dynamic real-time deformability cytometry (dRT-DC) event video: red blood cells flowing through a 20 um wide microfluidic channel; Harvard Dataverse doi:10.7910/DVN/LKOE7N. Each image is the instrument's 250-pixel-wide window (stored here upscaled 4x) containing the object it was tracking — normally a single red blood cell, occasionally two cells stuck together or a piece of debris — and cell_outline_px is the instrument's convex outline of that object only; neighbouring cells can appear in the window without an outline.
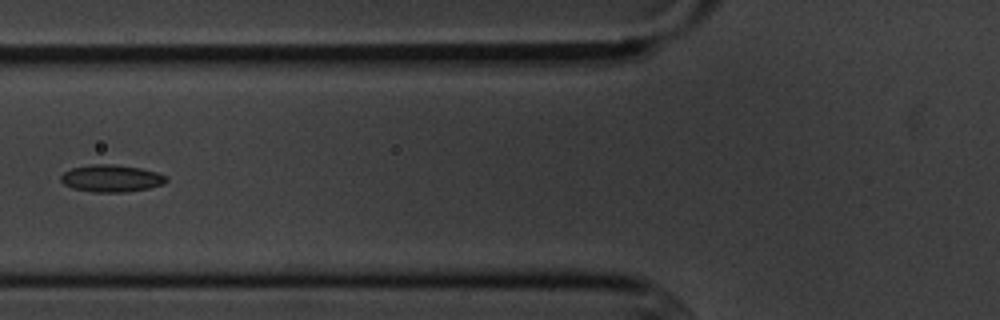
{"species": "common noctule bat (a hibernating species)", "species_latin": "Nyctalus noctula", "temperature_condition": "cold", "stored_images_in_passage": 5, "camera_frame_rate_fps": 3000, "um_per_image_px": 0.085, "animal": {"sex": "male", "body_mass_g": 20.1, "forearm_length_mm": 53.5}, "frame": {"image": 1, "passage_image": 5, "time_ms": 4.333, "image_size_px": [1000, 320], "cell_outline_px": [[168, 180], [164, 184], [148, 188], [128, 192], [92, 192], [72, 188], [64, 184], [60, 180], [60, 176], [64, 172], [72, 168], [92, 164], [112, 164], [140, 168], [156, 172], [168, 176]], "centroid_in_image_um": [9.47, 15.16], "position_along_channel_um": 116.3, "area_um2": 16.76}}